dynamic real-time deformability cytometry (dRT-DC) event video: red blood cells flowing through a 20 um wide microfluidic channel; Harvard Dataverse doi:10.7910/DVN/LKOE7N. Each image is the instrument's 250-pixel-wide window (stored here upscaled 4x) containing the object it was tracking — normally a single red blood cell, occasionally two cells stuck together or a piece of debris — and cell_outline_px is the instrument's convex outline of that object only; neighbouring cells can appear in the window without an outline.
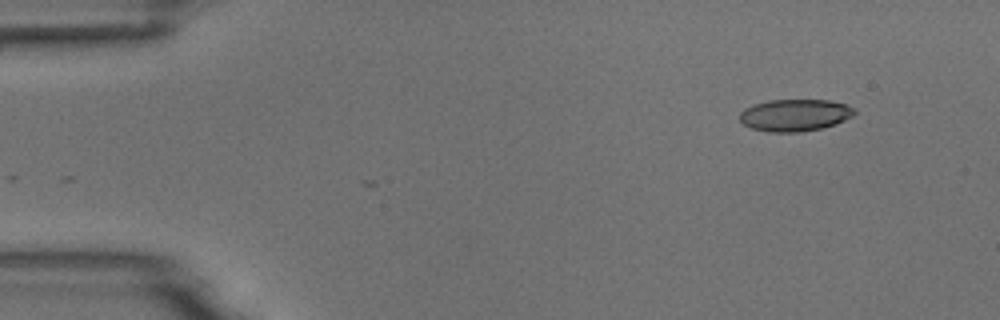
{"species": "common noctule bat (a hibernating species)", "species_latin": "Nyctalus noctula", "temperature_condition": "room temperature", "stored_images_in_passage": 4, "camera_frame_rate_fps": 3000, "um_per_image_px": 0.085, "animal": {"sex": "male", "body_mass_g": 18.8}, "frame": {"image": 1, "passage_image": 1, "time_ms": 0.0, "image_size_px": [1000, 320], "cell_outline_px": [[856, 112], [852, 116], [836, 124], [820, 128], [800, 132], [768, 132], [752, 128], [744, 124], [740, 120], [740, 112], [744, 108], [768, 100], [828, 100], [844, 104], [856, 108]], "centroid_in_image_um": [67.57, 9.78], "position_along_channel_um": 17.4, "area_um2": 21.33}}